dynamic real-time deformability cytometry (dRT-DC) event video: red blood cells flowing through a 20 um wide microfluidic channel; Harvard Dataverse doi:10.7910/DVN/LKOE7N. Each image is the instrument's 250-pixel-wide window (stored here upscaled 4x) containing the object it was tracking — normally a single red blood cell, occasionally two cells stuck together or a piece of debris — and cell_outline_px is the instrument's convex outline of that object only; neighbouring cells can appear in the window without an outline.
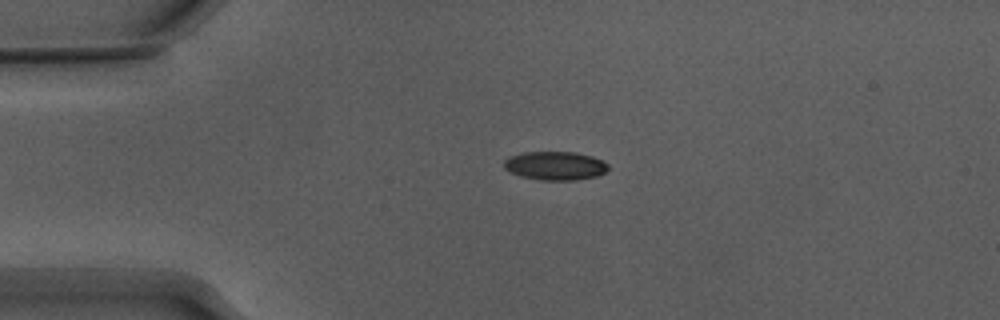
{"species": "Egyptian fruit bat (a non-hibernating species)", "species_latin": "Rousettus aegyptiacus", "temperature_condition": "warm", "stored_images_in_passage": 53, "camera_frame_rate_fps": 3000, "um_per_image_px": 0.085, "animal": {"sex": "male"}, "frame": {"image": 1, "passage_image": 12, "time_ms": 3.667, "image_size_px": [1000, 320], "cell_outline_px": [[608, 168], [604, 172], [596, 176], [572, 180], [540, 180], [520, 176], [504, 168], [504, 160], [508, 156], [524, 152], [576, 152], [592, 156], [604, 160], [608, 164]], "centroid_in_image_um": [47.18, 14.07], "position_along_channel_um": 37.8, "area_um2": 17.4}}
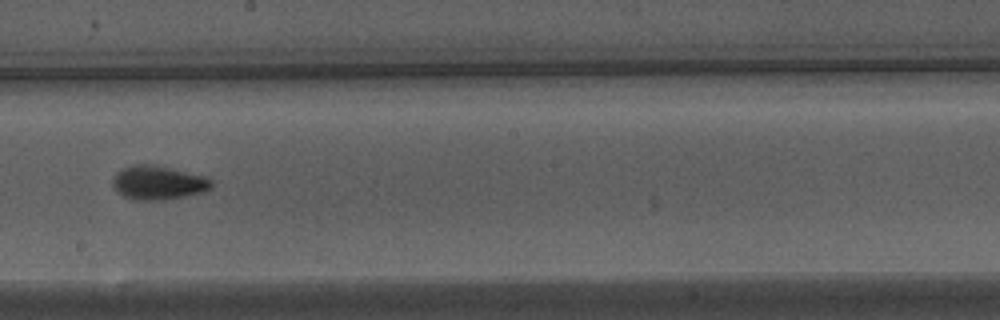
{"frame": {"image": 2, "passage_image": 30, "time_ms": 9.667, "image_size_px": [1000, 320], "cell_outline_px": [[212, 188], [204, 192], [164, 200], [132, 200], [124, 196], [112, 184], [112, 176], [116, 172], [132, 164], [156, 164], [208, 176], [212, 180]], "centroid_in_image_um": [13.48, 15.51], "position_along_channel_um": 234.7, "area_um2": 19.88}}
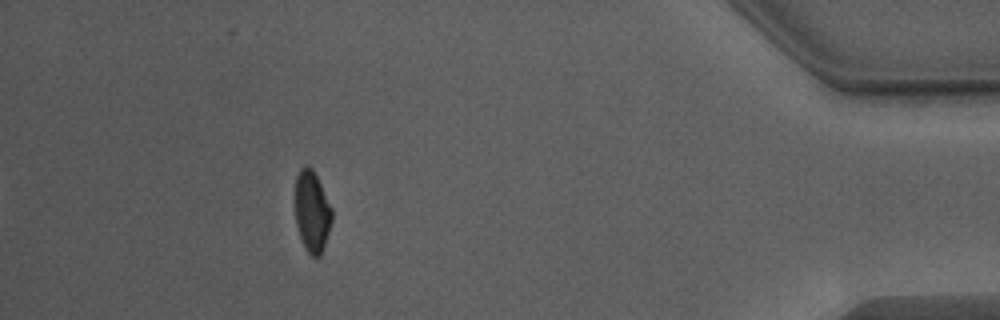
{"frame": {"image": 3, "passage_image": 48, "time_ms": 15.667, "image_size_px": [1000, 320], "cell_outline_px": [[332, 220], [320, 256], [312, 256], [308, 252], [300, 236], [296, 224], [296, 176], [300, 168], [304, 164], [308, 164], [312, 168], [332, 208]], "centroid_in_image_um": [26.52, 17.93], "position_along_channel_um": 408.7, "area_um2": 17.05}, "authors_computed_cell_mechanics": {"area_um2": 18.0336, "velocity_mm_per_s": 3.8503, "shape_relaxation_time_tau1_ms": 3.4379, "shape_relaxation_time_tau2_ms": 1.6503, "deformation_change_tau1": 0.1266, "deformation_change_tau2": 0.0648}}